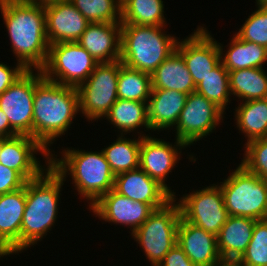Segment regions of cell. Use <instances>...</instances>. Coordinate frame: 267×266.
<instances>
[{
  "label": "cell",
  "instance_id": "cell-37",
  "mask_svg": "<svg viewBox=\"0 0 267 266\" xmlns=\"http://www.w3.org/2000/svg\"><path fill=\"white\" fill-rule=\"evenodd\" d=\"M26 180L15 170L0 163V195L25 186Z\"/></svg>",
  "mask_w": 267,
  "mask_h": 266
},
{
  "label": "cell",
  "instance_id": "cell-7",
  "mask_svg": "<svg viewBox=\"0 0 267 266\" xmlns=\"http://www.w3.org/2000/svg\"><path fill=\"white\" fill-rule=\"evenodd\" d=\"M176 195L164 207L155 210L131 236L144 250L151 266H158L171 248L177 244L181 219Z\"/></svg>",
  "mask_w": 267,
  "mask_h": 266
},
{
  "label": "cell",
  "instance_id": "cell-27",
  "mask_svg": "<svg viewBox=\"0 0 267 266\" xmlns=\"http://www.w3.org/2000/svg\"><path fill=\"white\" fill-rule=\"evenodd\" d=\"M234 110L236 127L245 134L247 142L267 138V98L240 101Z\"/></svg>",
  "mask_w": 267,
  "mask_h": 266
},
{
  "label": "cell",
  "instance_id": "cell-28",
  "mask_svg": "<svg viewBox=\"0 0 267 266\" xmlns=\"http://www.w3.org/2000/svg\"><path fill=\"white\" fill-rule=\"evenodd\" d=\"M231 95L249 101L267 98V72L263 68L228 71Z\"/></svg>",
  "mask_w": 267,
  "mask_h": 266
},
{
  "label": "cell",
  "instance_id": "cell-15",
  "mask_svg": "<svg viewBox=\"0 0 267 266\" xmlns=\"http://www.w3.org/2000/svg\"><path fill=\"white\" fill-rule=\"evenodd\" d=\"M41 153L50 163V153L29 135L1 139L0 163L17 171L26 181L37 178L45 169L35 154ZM39 160V161H38Z\"/></svg>",
  "mask_w": 267,
  "mask_h": 266
},
{
  "label": "cell",
  "instance_id": "cell-41",
  "mask_svg": "<svg viewBox=\"0 0 267 266\" xmlns=\"http://www.w3.org/2000/svg\"><path fill=\"white\" fill-rule=\"evenodd\" d=\"M213 266H246L240 259L220 258Z\"/></svg>",
  "mask_w": 267,
  "mask_h": 266
},
{
  "label": "cell",
  "instance_id": "cell-45",
  "mask_svg": "<svg viewBox=\"0 0 267 266\" xmlns=\"http://www.w3.org/2000/svg\"><path fill=\"white\" fill-rule=\"evenodd\" d=\"M120 4H122L126 0H117Z\"/></svg>",
  "mask_w": 267,
  "mask_h": 266
},
{
  "label": "cell",
  "instance_id": "cell-39",
  "mask_svg": "<svg viewBox=\"0 0 267 266\" xmlns=\"http://www.w3.org/2000/svg\"><path fill=\"white\" fill-rule=\"evenodd\" d=\"M158 266H196L184 253V250L175 244L165 255Z\"/></svg>",
  "mask_w": 267,
  "mask_h": 266
},
{
  "label": "cell",
  "instance_id": "cell-16",
  "mask_svg": "<svg viewBox=\"0 0 267 266\" xmlns=\"http://www.w3.org/2000/svg\"><path fill=\"white\" fill-rule=\"evenodd\" d=\"M89 209L105 222L129 226L131 234L155 211L151 205L133 201L114 189L102 195Z\"/></svg>",
  "mask_w": 267,
  "mask_h": 266
},
{
  "label": "cell",
  "instance_id": "cell-21",
  "mask_svg": "<svg viewBox=\"0 0 267 266\" xmlns=\"http://www.w3.org/2000/svg\"><path fill=\"white\" fill-rule=\"evenodd\" d=\"M177 244L196 266H213L221 258L217 236L182 217L178 224Z\"/></svg>",
  "mask_w": 267,
  "mask_h": 266
},
{
  "label": "cell",
  "instance_id": "cell-24",
  "mask_svg": "<svg viewBox=\"0 0 267 266\" xmlns=\"http://www.w3.org/2000/svg\"><path fill=\"white\" fill-rule=\"evenodd\" d=\"M152 89L176 90L189 95L196 85L180 53L175 50L150 75Z\"/></svg>",
  "mask_w": 267,
  "mask_h": 266
},
{
  "label": "cell",
  "instance_id": "cell-11",
  "mask_svg": "<svg viewBox=\"0 0 267 266\" xmlns=\"http://www.w3.org/2000/svg\"><path fill=\"white\" fill-rule=\"evenodd\" d=\"M224 112L196 91L187 95L184 108L174 127L175 138L187 147L216 130L223 121ZM214 130V131H213Z\"/></svg>",
  "mask_w": 267,
  "mask_h": 266
},
{
  "label": "cell",
  "instance_id": "cell-32",
  "mask_svg": "<svg viewBox=\"0 0 267 266\" xmlns=\"http://www.w3.org/2000/svg\"><path fill=\"white\" fill-rule=\"evenodd\" d=\"M195 91L205 96L225 113L228 103L231 102L230 96H232L228 70L220 63L203 78Z\"/></svg>",
  "mask_w": 267,
  "mask_h": 266
},
{
  "label": "cell",
  "instance_id": "cell-13",
  "mask_svg": "<svg viewBox=\"0 0 267 266\" xmlns=\"http://www.w3.org/2000/svg\"><path fill=\"white\" fill-rule=\"evenodd\" d=\"M180 40L177 42L176 50L183 57L197 86L221 63L218 42L203 26H198L189 37Z\"/></svg>",
  "mask_w": 267,
  "mask_h": 266
},
{
  "label": "cell",
  "instance_id": "cell-3",
  "mask_svg": "<svg viewBox=\"0 0 267 266\" xmlns=\"http://www.w3.org/2000/svg\"><path fill=\"white\" fill-rule=\"evenodd\" d=\"M26 182V204L20 229V253L42 241L57 221L64 180L51 166ZM44 236V237H43Z\"/></svg>",
  "mask_w": 267,
  "mask_h": 266
},
{
  "label": "cell",
  "instance_id": "cell-6",
  "mask_svg": "<svg viewBox=\"0 0 267 266\" xmlns=\"http://www.w3.org/2000/svg\"><path fill=\"white\" fill-rule=\"evenodd\" d=\"M219 186L229 216L267 219V181L239 164Z\"/></svg>",
  "mask_w": 267,
  "mask_h": 266
},
{
  "label": "cell",
  "instance_id": "cell-44",
  "mask_svg": "<svg viewBox=\"0 0 267 266\" xmlns=\"http://www.w3.org/2000/svg\"><path fill=\"white\" fill-rule=\"evenodd\" d=\"M8 254L0 247V258L7 256Z\"/></svg>",
  "mask_w": 267,
  "mask_h": 266
},
{
  "label": "cell",
  "instance_id": "cell-1",
  "mask_svg": "<svg viewBox=\"0 0 267 266\" xmlns=\"http://www.w3.org/2000/svg\"><path fill=\"white\" fill-rule=\"evenodd\" d=\"M0 10L17 62L27 70H41L49 52L44 3L1 0Z\"/></svg>",
  "mask_w": 267,
  "mask_h": 266
},
{
  "label": "cell",
  "instance_id": "cell-42",
  "mask_svg": "<svg viewBox=\"0 0 267 266\" xmlns=\"http://www.w3.org/2000/svg\"><path fill=\"white\" fill-rule=\"evenodd\" d=\"M28 2H35V3H46V2H50V1H54V0H25Z\"/></svg>",
  "mask_w": 267,
  "mask_h": 266
},
{
  "label": "cell",
  "instance_id": "cell-10",
  "mask_svg": "<svg viewBox=\"0 0 267 266\" xmlns=\"http://www.w3.org/2000/svg\"><path fill=\"white\" fill-rule=\"evenodd\" d=\"M178 201L184 220L216 236L229 217L218 184L192 191Z\"/></svg>",
  "mask_w": 267,
  "mask_h": 266
},
{
  "label": "cell",
  "instance_id": "cell-18",
  "mask_svg": "<svg viewBox=\"0 0 267 266\" xmlns=\"http://www.w3.org/2000/svg\"><path fill=\"white\" fill-rule=\"evenodd\" d=\"M114 190L133 201L151 205L155 210L164 207L173 196L141 168L115 175Z\"/></svg>",
  "mask_w": 267,
  "mask_h": 266
},
{
  "label": "cell",
  "instance_id": "cell-38",
  "mask_svg": "<svg viewBox=\"0 0 267 266\" xmlns=\"http://www.w3.org/2000/svg\"><path fill=\"white\" fill-rule=\"evenodd\" d=\"M27 69L17 62L15 67L0 63V94L4 93Z\"/></svg>",
  "mask_w": 267,
  "mask_h": 266
},
{
  "label": "cell",
  "instance_id": "cell-34",
  "mask_svg": "<svg viewBox=\"0 0 267 266\" xmlns=\"http://www.w3.org/2000/svg\"><path fill=\"white\" fill-rule=\"evenodd\" d=\"M239 259L246 266H267V219L256 221L251 241Z\"/></svg>",
  "mask_w": 267,
  "mask_h": 266
},
{
  "label": "cell",
  "instance_id": "cell-33",
  "mask_svg": "<svg viewBox=\"0 0 267 266\" xmlns=\"http://www.w3.org/2000/svg\"><path fill=\"white\" fill-rule=\"evenodd\" d=\"M89 23H121L117 0H69Z\"/></svg>",
  "mask_w": 267,
  "mask_h": 266
},
{
  "label": "cell",
  "instance_id": "cell-20",
  "mask_svg": "<svg viewBox=\"0 0 267 266\" xmlns=\"http://www.w3.org/2000/svg\"><path fill=\"white\" fill-rule=\"evenodd\" d=\"M77 43L98 63L119 61L121 23H90Z\"/></svg>",
  "mask_w": 267,
  "mask_h": 266
},
{
  "label": "cell",
  "instance_id": "cell-12",
  "mask_svg": "<svg viewBox=\"0 0 267 266\" xmlns=\"http://www.w3.org/2000/svg\"><path fill=\"white\" fill-rule=\"evenodd\" d=\"M26 70L4 93L0 94V109L10 126L19 135L33 138V98L36 83L43 77L41 70Z\"/></svg>",
  "mask_w": 267,
  "mask_h": 266
},
{
  "label": "cell",
  "instance_id": "cell-2",
  "mask_svg": "<svg viewBox=\"0 0 267 266\" xmlns=\"http://www.w3.org/2000/svg\"><path fill=\"white\" fill-rule=\"evenodd\" d=\"M33 104V138L51 154L48 146L66 134L79 113L77 89L43 76L35 85Z\"/></svg>",
  "mask_w": 267,
  "mask_h": 266
},
{
  "label": "cell",
  "instance_id": "cell-29",
  "mask_svg": "<svg viewBox=\"0 0 267 266\" xmlns=\"http://www.w3.org/2000/svg\"><path fill=\"white\" fill-rule=\"evenodd\" d=\"M142 133L137 140L120 134L116 141L102 149L114 175L139 168L141 138L150 136Z\"/></svg>",
  "mask_w": 267,
  "mask_h": 266
},
{
  "label": "cell",
  "instance_id": "cell-26",
  "mask_svg": "<svg viewBox=\"0 0 267 266\" xmlns=\"http://www.w3.org/2000/svg\"><path fill=\"white\" fill-rule=\"evenodd\" d=\"M148 102L131 101L126 99H117L110 108L106 118L114 127L120 130L121 135L138 131L143 127L151 130L148 123ZM126 133V134H125Z\"/></svg>",
  "mask_w": 267,
  "mask_h": 266
},
{
  "label": "cell",
  "instance_id": "cell-43",
  "mask_svg": "<svg viewBox=\"0 0 267 266\" xmlns=\"http://www.w3.org/2000/svg\"><path fill=\"white\" fill-rule=\"evenodd\" d=\"M256 2L264 7H267V0H256Z\"/></svg>",
  "mask_w": 267,
  "mask_h": 266
},
{
  "label": "cell",
  "instance_id": "cell-25",
  "mask_svg": "<svg viewBox=\"0 0 267 266\" xmlns=\"http://www.w3.org/2000/svg\"><path fill=\"white\" fill-rule=\"evenodd\" d=\"M218 46L221 63L228 71L264 68V63L267 62L266 47L240 39L236 34L233 35L226 52L223 51V44L218 43Z\"/></svg>",
  "mask_w": 267,
  "mask_h": 266
},
{
  "label": "cell",
  "instance_id": "cell-23",
  "mask_svg": "<svg viewBox=\"0 0 267 266\" xmlns=\"http://www.w3.org/2000/svg\"><path fill=\"white\" fill-rule=\"evenodd\" d=\"M257 220L249 217L229 216L217 235L221 258L239 259L251 241Z\"/></svg>",
  "mask_w": 267,
  "mask_h": 266
},
{
  "label": "cell",
  "instance_id": "cell-14",
  "mask_svg": "<svg viewBox=\"0 0 267 266\" xmlns=\"http://www.w3.org/2000/svg\"><path fill=\"white\" fill-rule=\"evenodd\" d=\"M175 143L164 141L152 136L141 138L139 168L148 176L156 180L173 197L174 191L165 182L169 177V172L174 169L182 154L181 149L187 146L175 138ZM176 144V145H175Z\"/></svg>",
  "mask_w": 267,
  "mask_h": 266
},
{
  "label": "cell",
  "instance_id": "cell-40",
  "mask_svg": "<svg viewBox=\"0 0 267 266\" xmlns=\"http://www.w3.org/2000/svg\"><path fill=\"white\" fill-rule=\"evenodd\" d=\"M19 135L11 126L8 117L0 109V139L10 138Z\"/></svg>",
  "mask_w": 267,
  "mask_h": 266
},
{
  "label": "cell",
  "instance_id": "cell-22",
  "mask_svg": "<svg viewBox=\"0 0 267 266\" xmlns=\"http://www.w3.org/2000/svg\"><path fill=\"white\" fill-rule=\"evenodd\" d=\"M187 94L167 89H152L147 103L148 123L152 131L171 130L184 108Z\"/></svg>",
  "mask_w": 267,
  "mask_h": 266
},
{
  "label": "cell",
  "instance_id": "cell-8",
  "mask_svg": "<svg viewBox=\"0 0 267 266\" xmlns=\"http://www.w3.org/2000/svg\"><path fill=\"white\" fill-rule=\"evenodd\" d=\"M122 62L99 63L85 82L76 87L79 112L90 120H100L114 105L118 89V76Z\"/></svg>",
  "mask_w": 267,
  "mask_h": 266
},
{
  "label": "cell",
  "instance_id": "cell-36",
  "mask_svg": "<svg viewBox=\"0 0 267 266\" xmlns=\"http://www.w3.org/2000/svg\"><path fill=\"white\" fill-rule=\"evenodd\" d=\"M245 154L240 162L248 171L267 181V138L246 142Z\"/></svg>",
  "mask_w": 267,
  "mask_h": 266
},
{
  "label": "cell",
  "instance_id": "cell-19",
  "mask_svg": "<svg viewBox=\"0 0 267 266\" xmlns=\"http://www.w3.org/2000/svg\"><path fill=\"white\" fill-rule=\"evenodd\" d=\"M26 204L24 187L0 195V247L10 256L20 253V229Z\"/></svg>",
  "mask_w": 267,
  "mask_h": 266
},
{
  "label": "cell",
  "instance_id": "cell-35",
  "mask_svg": "<svg viewBox=\"0 0 267 266\" xmlns=\"http://www.w3.org/2000/svg\"><path fill=\"white\" fill-rule=\"evenodd\" d=\"M257 9L246 19L236 35L267 48V7L256 2Z\"/></svg>",
  "mask_w": 267,
  "mask_h": 266
},
{
  "label": "cell",
  "instance_id": "cell-17",
  "mask_svg": "<svg viewBox=\"0 0 267 266\" xmlns=\"http://www.w3.org/2000/svg\"><path fill=\"white\" fill-rule=\"evenodd\" d=\"M44 9L49 45L77 42L90 24L69 0L46 2Z\"/></svg>",
  "mask_w": 267,
  "mask_h": 266
},
{
  "label": "cell",
  "instance_id": "cell-9",
  "mask_svg": "<svg viewBox=\"0 0 267 266\" xmlns=\"http://www.w3.org/2000/svg\"><path fill=\"white\" fill-rule=\"evenodd\" d=\"M99 63L77 42L49 45L43 76L58 84L77 87L85 82Z\"/></svg>",
  "mask_w": 267,
  "mask_h": 266
},
{
  "label": "cell",
  "instance_id": "cell-30",
  "mask_svg": "<svg viewBox=\"0 0 267 266\" xmlns=\"http://www.w3.org/2000/svg\"><path fill=\"white\" fill-rule=\"evenodd\" d=\"M163 0H126L121 4V23L167 26Z\"/></svg>",
  "mask_w": 267,
  "mask_h": 266
},
{
  "label": "cell",
  "instance_id": "cell-5",
  "mask_svg": "<svg viewBox=\"0 0 267 266\" xmlns=\"http://www.w3.org/2000/svg\"><path fill=\"white\" fill-rule=\"evenodd\" d=\"M165 28L121 23L122 64L151 75L176 50L178 37L167 34Z\"/></svg>",
  "mask_w": 267,
  "mask_h": 266
},
{
  "label": "cell",
  "instance_id": "cell-31",
  "mask_svg": "<svg viewBox=\"0 0 267 266\" xmlns=\"http://www.w3.org/2000/svg\"><path fill=\"white\" fill-rule=\"evenodd\" d=\"M151 76L148 73L126 67H120L118 76V99L148 102L151 95Z\"/></svg>",
  "mask_w": 267,
  "mask_h": 266
},
{
  "label": "cell",
  "instance_id": "cell-4",
  "mask_svg": "<svg viewBox=\"0 0 267 266\" xmlns=\"http://www.w3.org/2000/svg\"><path fill=\"white\" fill-rule=\"evenodd\" d=\"M66 149L62 150L61 158L50 154V166L64 180L70 175L80 199L90 201L88 204L91 207L102 195L114 189L115 175L102 150Z\"/></svg>",
  "mask_w": 267,
  "mask_h": 266
}]
</instances>
